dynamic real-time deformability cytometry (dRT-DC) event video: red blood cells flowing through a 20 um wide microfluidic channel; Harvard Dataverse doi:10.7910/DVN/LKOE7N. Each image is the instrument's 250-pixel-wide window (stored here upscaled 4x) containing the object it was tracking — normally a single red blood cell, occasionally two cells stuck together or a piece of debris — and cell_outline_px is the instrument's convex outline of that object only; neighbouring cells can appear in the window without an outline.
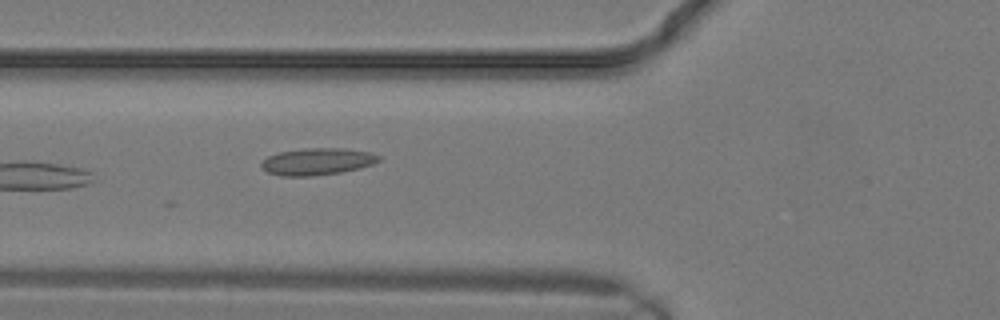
{"species": "common noctule bat (a hibernating species)", "species_latin": "Nyctalus noctula", "temperature_condition": "warm", "stored_images_in_passage": 10, "camera_frame_rate_fps": 3000, "um_per_image_px": 0.085, "animal": {"sex": "male", "body_mass_g": 19.2, "forearm_length_mm": 51.8}, "frame": {"image": 1, "passage_image": 10, "time_ms": 3.0, "image_size_px": [1000, 320], "cell_outline_px": [[380, 160], [372, 164], [360, 168], [340, 172], [312, 176], [284, 176], [268, 172], [260, 168], [260, 164], [268, 156], [280, 152], [304, 148], [344, 148], [368, 152], [380, 156]], "centroid_in_image_um": [26.95, 13.73], "position_along_channel_um": 98.9, "area_um2": 18.32}}